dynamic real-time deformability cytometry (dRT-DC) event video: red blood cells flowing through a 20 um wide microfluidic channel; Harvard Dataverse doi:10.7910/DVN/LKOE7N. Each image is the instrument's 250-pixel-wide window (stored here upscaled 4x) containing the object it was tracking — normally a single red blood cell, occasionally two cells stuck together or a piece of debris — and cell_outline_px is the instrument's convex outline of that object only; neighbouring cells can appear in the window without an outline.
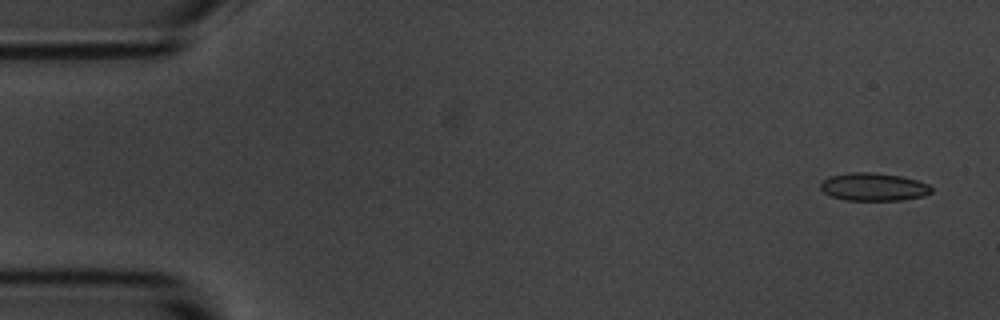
{"species": "common noctule bat (a hibernating species)", "species_latin": "Nyctalus noctula", "temperature_condition": "room temperature", "stored_images_in_passage": 4, "camera_frame_rate_fps": 3000, "um_per_image_px": 0.085, "animal": {"sex": "male", "body_mass_g": 20.1, "forearm_length_mm": 53.5}, "frame": {"image": 1, "passage_image": 1, "time_ms": 0.0, "image_size_px": [1000, 320], "cell_outline_px": [[932, 192], [924, 196], [904, 200], [848, 200], [832, 196], [824, 192], [820, 188], [820, 180], [828, 176], [852, 172], [872, 172], [900, 176], [916, 180], [928, 184], [932, 188]], "centroid_in_image_um": [74.24, 15.88], "position_along_channel_um": 10.8, "area_um2": 18.09}}